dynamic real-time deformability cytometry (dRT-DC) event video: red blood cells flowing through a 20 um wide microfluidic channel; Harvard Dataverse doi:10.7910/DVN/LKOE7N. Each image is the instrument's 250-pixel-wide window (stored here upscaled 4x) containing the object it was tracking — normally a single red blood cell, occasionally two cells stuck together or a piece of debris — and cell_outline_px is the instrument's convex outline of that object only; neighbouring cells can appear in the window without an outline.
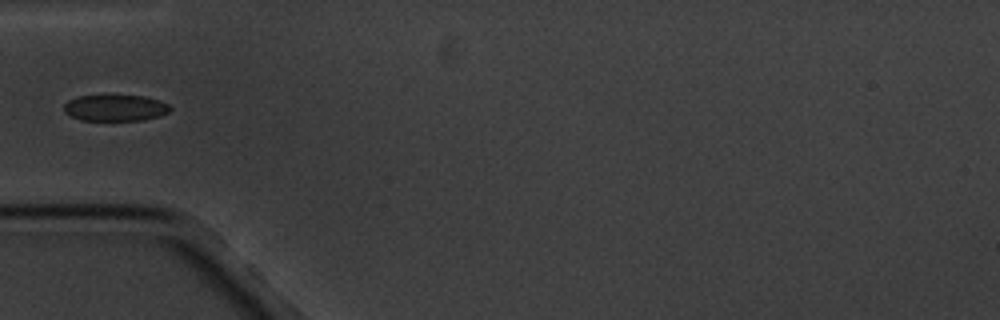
{"species": "common noctule bat (a hibernating species)", "species_latin": "Nyctalus noctula", "temperature_condition": "cold", "stored_images_in_passage": 16, "camera_frame_rate_fps": 3000, "um_per_image_px": 0.085, "animal": {"sex": "male", "body_mass_g": 20.1, "forearm_length_mm": 53.5}, "frame": {"image": 1, "passage_image": 6, "time_ms": 6.0, "image_size_px": [1000, 320], "cell_outline_px": [[172, 108], [168, 112], [160, 116], [144, 120], [80, 120], [64, 112], [64, 104], [68, 100], [76, 96], [144, 96], [160, 100], [168, 104]], "centroid_in_image_um": [9.81, 9.17], "position_along_channel_um": 75.2, "area_um2": 16.24}}
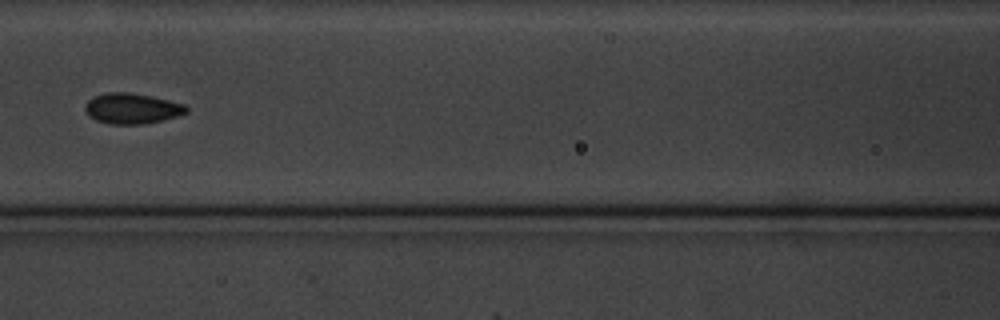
{"frame": {"image": 2, "passage_image": 8, "time_ms": 8.333, "image_size_px": [1000, 320], "cell_outline_px": [[188, 112], [164, 120], [144, 124], [112, 124], [96, 120], [88, 116], [84, 112], [84, 104], [92, 96], [104, 92], [128, 92], [152, 96], [184, 104], [188, 108]], "centroid_in_image_um": [11.17, 9.21], "position_along_channel_um": 155.4, "area_um2": 18.26}}
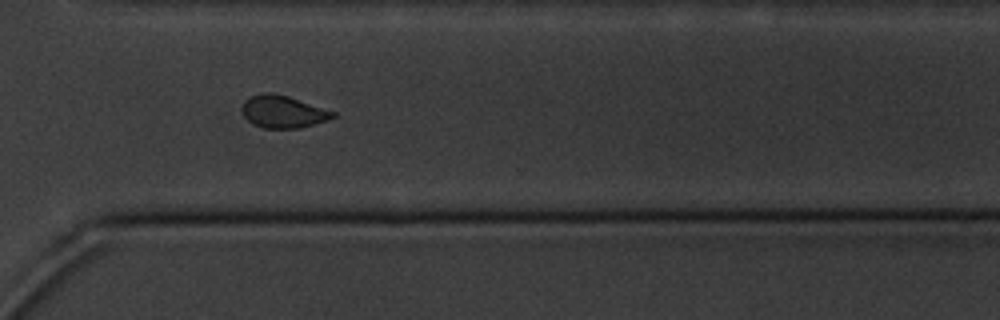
{"frame": {"image": 3, "passage_image": 13, "time_ms": 14.0, "image_size_px": [1000, 320], "cell_outline_px": [[336, 116], [328, 120], [296, 128], [264, 128], [252, 124], [244, 116], [244, 100], [252, 96], [288, 96], [336, 112]], "centroid_in_image_um": [24.11, 9.54], "position_along_channel_um": 346.5, "area_um2": 16.24}, "authors_computed_cell_mechanics": {"area_um2": 17.7157, "velocity_mm_per_s": 3.3837, "shape_relaxation_time_tau1_ms": 1.6444, "shape_relaxation_time_tau2_ms": 4.7191, "deformation_change_tau1": 0.0908, "deformation_change_tau2": 0.1007}}